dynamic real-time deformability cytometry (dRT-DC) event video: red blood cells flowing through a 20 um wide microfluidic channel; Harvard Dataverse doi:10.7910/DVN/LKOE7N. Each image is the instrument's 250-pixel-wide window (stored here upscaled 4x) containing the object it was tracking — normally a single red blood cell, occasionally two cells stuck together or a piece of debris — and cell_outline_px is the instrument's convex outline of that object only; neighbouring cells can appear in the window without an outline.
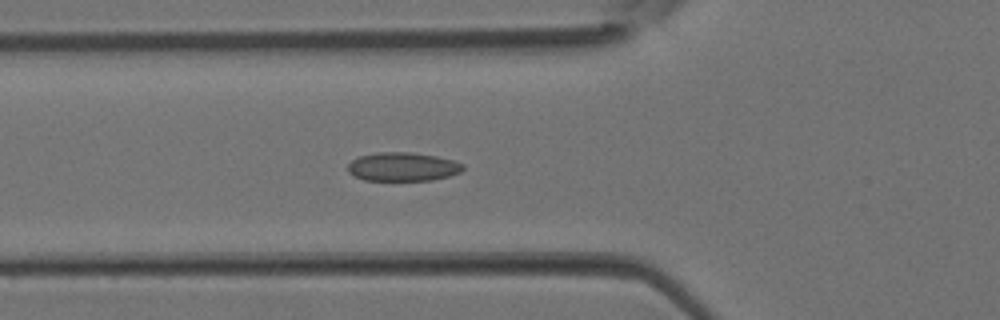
{"species": "Egyptian fruit bat (a non-hibernating species)", "species_latin": "Rousettus aegyptiacus", "temperature_condition": "room temperature", "stored_images_in_passage": 30, "camera_frame_rate_fps": 3000, "um_per_image_px": 0.085, "animal": {"sex": "female"}, "frame": {"image": 1, "passage_image": 5, "time_ms": 1.333, "image_size_px": [1000, 320], "cell_outline_px": [[464, 168], [460, 172], [448, 176], [432, 180], [364, 180], [348, 172], [348, 164], [352, 160], [360, 156], [376, 152], [412, 152], [436, 156], [452, 160], [464, 164]], "centroid_in_image_um": [34.23, 14.17], "position_along_channel_um": 91.6, "area_um2": 19.19}}
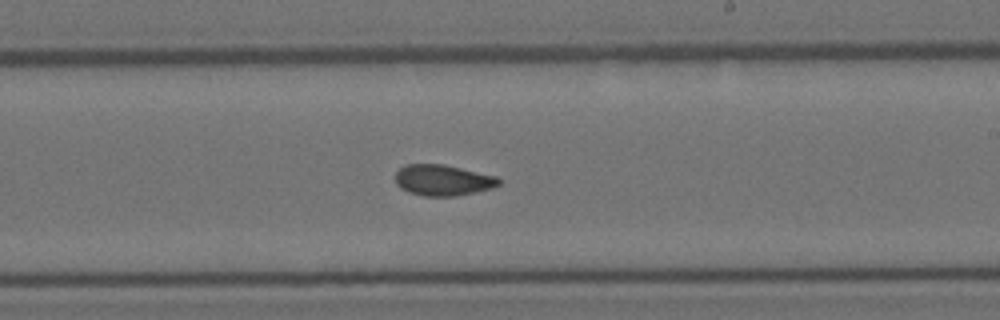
{"frame": {"image": 2, "passage_image": 14, "time_ms": 4.333, "image_size_px": [1000, 320], "cell_outline_px": [[500, 184], [492, 188], [456, 196], [424, 196], [408, 192], [400, 188], [396, 184], [396, 172], [404, 164], [444, 164], [496, 176], [500, 180]], "centroid_in_image_um": [37.62, 15.31], "position_along_channel_um": 251.4, "area_um2": 18.67}}
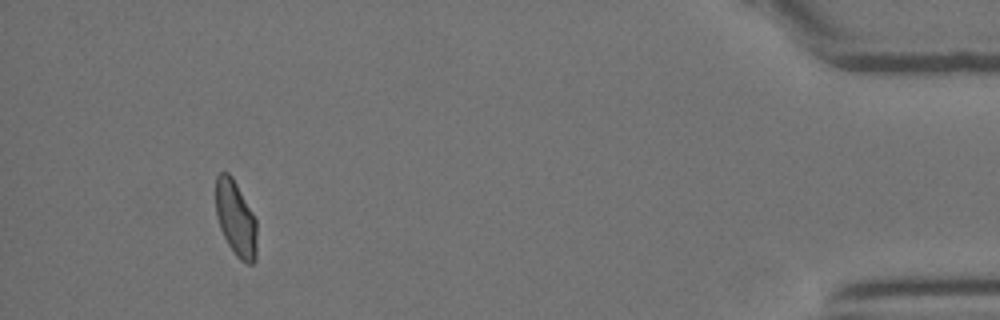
{"frame": {"image": 3, "passage_image": 27, "time_ms": 8.667, "image_size_px": [1000, 320], "cell_outline_px": [[256, 260], [252, 264], [248, 264], [240, 260], [236, 256], [228, 244], [220, 228], [216, 216], [216, 176], [220, 172], [228, 172], [232, 176], [252, 212], [256, 220]], "centroid_in_image_um": [20.03, 18.58], "position_along_channel_um": 415.2, "area_um2": 18.03}}